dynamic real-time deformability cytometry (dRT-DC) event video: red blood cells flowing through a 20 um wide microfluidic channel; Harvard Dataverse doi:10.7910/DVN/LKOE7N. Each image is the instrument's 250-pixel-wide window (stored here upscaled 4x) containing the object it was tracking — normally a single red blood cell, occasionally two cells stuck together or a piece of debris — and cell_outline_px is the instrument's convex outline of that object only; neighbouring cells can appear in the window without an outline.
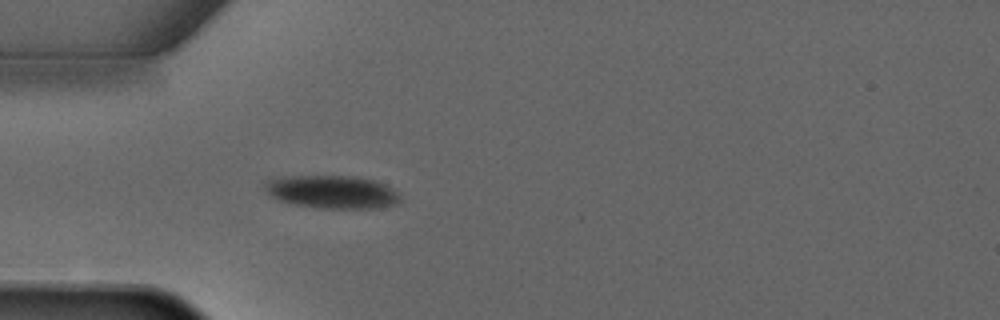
{"species": "common noctule bat (a hibernating species)", "species_latin": "Nyctalus noctula", "temperature_condition": "warm", "stored_images_in_passage": 3, "camera_frame_rate_fps": 3000, "um_per_image_px": 0.085, "animal": {"sex": "male", "forearm_length_mm": 52.5}, "frame": {"image": 1, "passage_image": 3, "time_ms": 2.333, "image_size_px": [1000, 320], "cell_outline_px": [[400, 200], [396, 204], [376, 208], [320, 208], [292, 204], [280, 200], [272, 196], [264, 188], [264, 180], [280, 176], [356, 176], [376, 180], [392, 188], [400, 196]], "centroid_in_image_um": [28.21, 16.3], "position_along_channel_um": 56.8, "area_um2": 26.18}}